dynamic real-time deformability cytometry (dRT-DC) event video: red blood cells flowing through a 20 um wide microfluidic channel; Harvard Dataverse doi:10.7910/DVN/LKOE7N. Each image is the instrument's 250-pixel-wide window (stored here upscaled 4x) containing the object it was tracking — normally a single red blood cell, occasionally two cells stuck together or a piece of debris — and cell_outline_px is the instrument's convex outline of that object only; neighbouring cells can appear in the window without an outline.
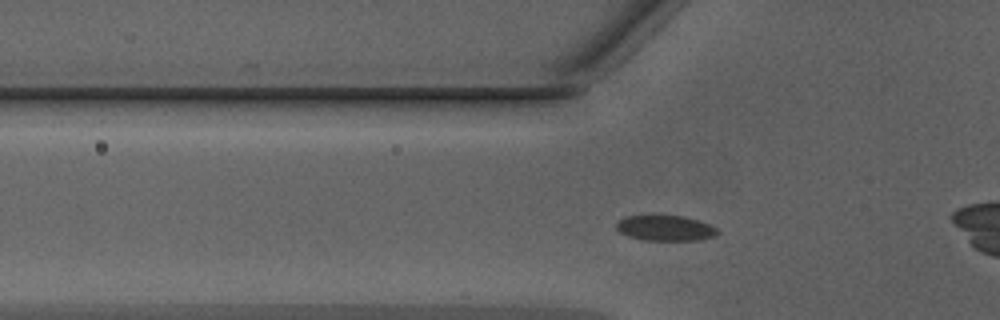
{"species": "Egyptian fruit bat (a non-hibernating species)", "species_latin": "Rousettus aegyptiacus", "temperature_condition": "warm", "stored_images_in_passage": 16, "camera_frame_rate_fps": 3000, "um_per_image_px": 0.085, "animal": {"sex": "male"}, "frame": {"image": 1, "passage_image": 13, "time_ms": 4.0, "image_size_px": [1000, 320], "cell_outline_px": [[720, 232], [716, 236], [696, 240], [644, 240], [628, 236], [620, 232], [616, 228], [616, 224], [624, 216], [656, 212], [684, 216], [708, 224], [716, 228]], "centroid_in_image_um": [56.5, 19.33], "position_along_channel_um": 69.3, "area_um2": 15.66}}